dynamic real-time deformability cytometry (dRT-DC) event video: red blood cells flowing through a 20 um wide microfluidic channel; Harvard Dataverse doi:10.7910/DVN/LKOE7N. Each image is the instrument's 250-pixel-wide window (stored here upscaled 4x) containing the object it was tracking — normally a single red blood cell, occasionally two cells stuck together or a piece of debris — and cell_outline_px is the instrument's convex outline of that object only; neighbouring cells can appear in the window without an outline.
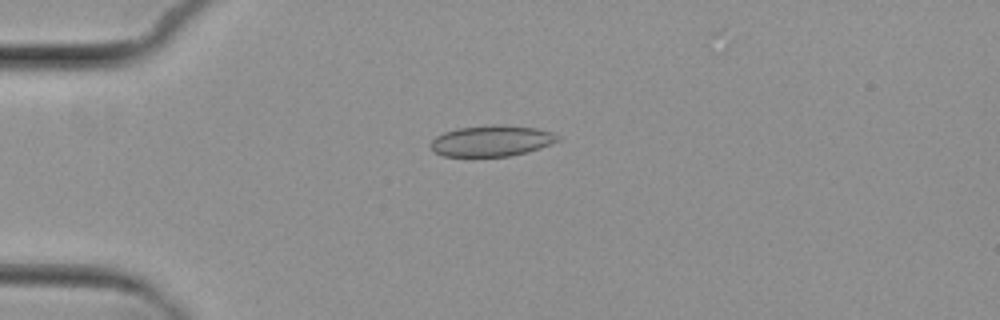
{"species": "common noctule bat (a hibernating species)", "species_latin": "Nyctalus noctula", "temperature_condition": "cold", "stored_images_in_passage": 7, "camera_frame_rate_fps": 3000, "um_per_image_px": 0.085, "animal": {"sex": "female", "body_mass_g": 29.2, "forearm_length_mm": 56.3}, "frame": {"image": 1, "passage_image": 4, "time_ms": 3.333, "image_size_px": [1000, 320], "cell_outline_px": [[560, 140], [540, 148], [528, 152], [508, 156], [444, 156], [432, 152], [428, 144], [436, 136], [444, 132], [456, 128], [496, 124], [500, 124], [536, 128], [552, 132], [560, 136]], "centroid_in_image_um": [41.76, 11.97], "position_along_channel_um": 43.2, "area_um2": 23.18}}
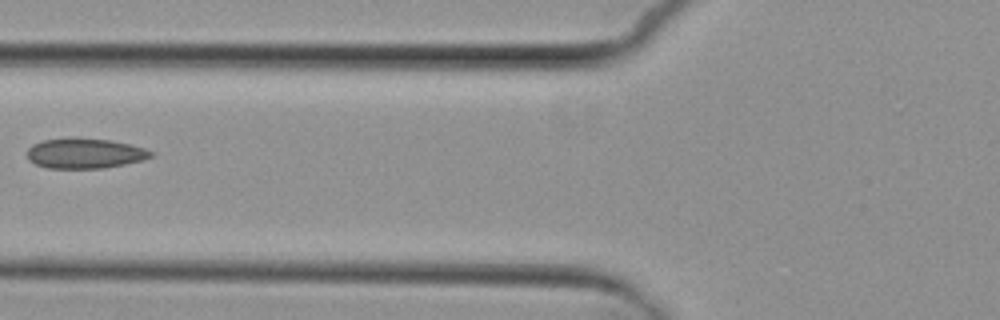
{"frame": {"image": 2, "passage_image": 6, "time_ms": 6.0, "image_size_px": [1000, 320], "cell_outline_px": [[156, 152], [152, 156], [144, 160], [104, 168], [48, 168], [36, 164], [28, 160], [28, 148], [32, 144], [44, 140], [108, 140], [128, 144], [144, 148]], "centroid_in_image_um": [7.25, 13.07], "position_along_channel_um": 118.6, "area_um2": 21.04}}
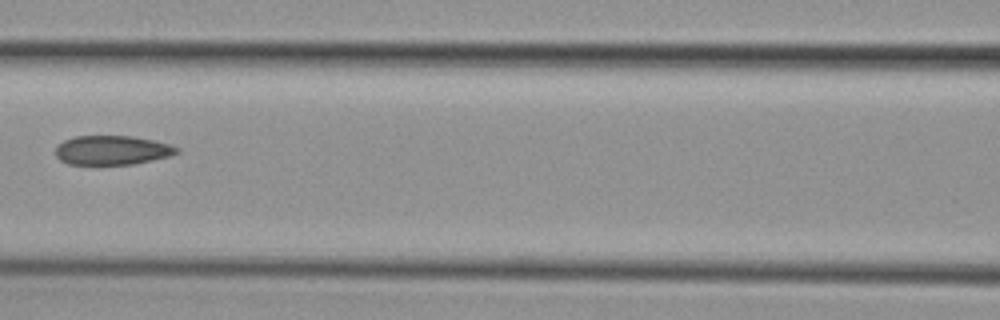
{"frame": {"image": 3, "passage_image": 7, "time_ms": 7.0, "image_size_px": [1000, 320], "cell_outline_px": [[180, 152], [172, 156], [132, 164], [68, 164], [60, 160], [56, 156], [56, 144], [64, 140], [76, 136], [132, 136], [152, 140], [168, 144], [180, 148]], "centroid_in_image_um": [9.53, 12.76], "position_along_channel_um": 157.1, "area_um2": 20.69}}